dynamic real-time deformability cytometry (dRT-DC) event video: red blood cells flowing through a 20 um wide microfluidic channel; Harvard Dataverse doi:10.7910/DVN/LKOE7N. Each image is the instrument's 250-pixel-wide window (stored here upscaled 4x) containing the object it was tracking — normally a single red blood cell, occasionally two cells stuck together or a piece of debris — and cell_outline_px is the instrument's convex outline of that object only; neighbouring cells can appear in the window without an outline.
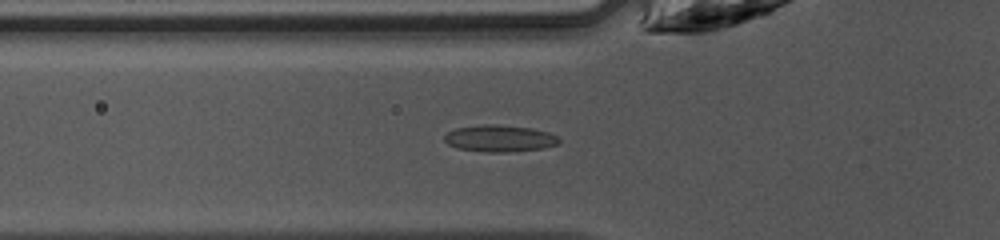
{"species": "common noctule bat (a hibernating species)", "species_latin": "Nyctalus noctula", "temperature_condition": "warm", "stored_images_in_passage": 35, "camera_frame_rate_fps": 3000, "um_per_image_px": 0.085, "animal": {"sex": "female", "body_mass_g": 10.0, "forearm_length_mm": 53.1}, "frame": {"image": 1, "passage_image": 5, "time_ms": 1.333, "image_size_px": [1000, 240], "cell_outline_px": [[560, 140], [556, 144], [544, 148], [508, 152], [488, 152], [456, 148], [448, 144], [444, 140], [444, 136], [448, 132], [456, 128], [484, 124], [496, 124], [532, 128], [548, 132], [556, 136]], "centroid_in_image_um": [42.45, 11.76], "position_along_channel_um": 83.4, "area_um2": 17.8}}
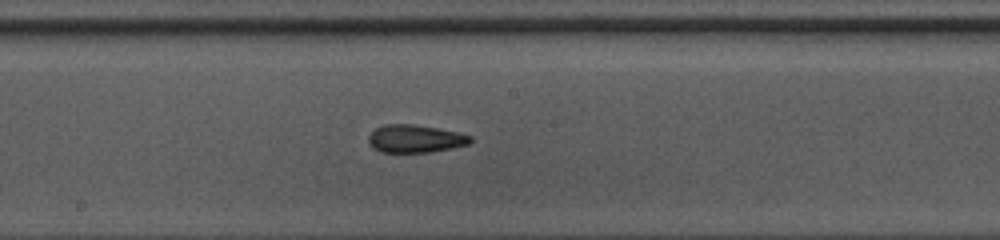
{"frame": {"image": 2, "passage_image": 14, "time_ms": 4.333, "image_size_px": [1000, 240], "cell_outline_px": [[472, 140], [468, 144], [452, 148], [432, 152], [380, 152], [372, 148], [368, 144], [368, 136], [376, 128], [384, 124], [412, 124], [436, 128], [456, 132], [472, 136]], "centroid_in_image_um": [35.25, 11.8], "position_along_channel_um": 212.9, "area_um2": 16.53}}
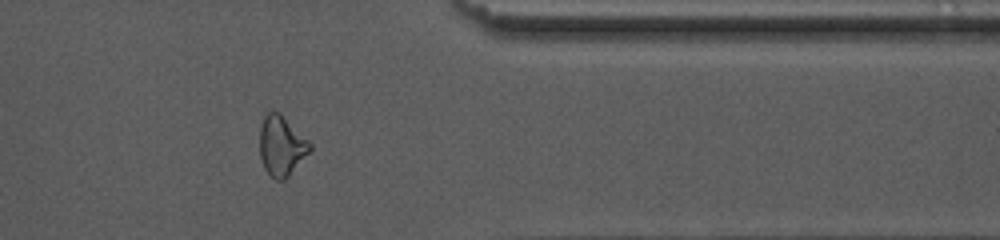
{"frame": {"image": 3, "passage_image": 27, "time_ms": 8.667, "image_size_px": [1000, 240], "cell_outline_px": [[312, 148], [288, 176], [284, 180], [276, 180], [264, 168], [260, 156], [260, 124], [264, 116], [268, 112], [276, 112], [308, 140], [312, 144]], "centroid_in_image_um": [23.9, 12.42], "position_along_channel_um": 387.5, "area_um2": 16.94}, "authors_computed_cell_mechanics": {"area_um2": 17.1088, "velocity_mm_per_s": 4.2691, "shape_relaxation_time_tau1_ms": null, "shape_relaxation_time_tau2_ms": 2.032, "deformation_change_tau1": null, "deformation_change_tau2": 0.1048}}